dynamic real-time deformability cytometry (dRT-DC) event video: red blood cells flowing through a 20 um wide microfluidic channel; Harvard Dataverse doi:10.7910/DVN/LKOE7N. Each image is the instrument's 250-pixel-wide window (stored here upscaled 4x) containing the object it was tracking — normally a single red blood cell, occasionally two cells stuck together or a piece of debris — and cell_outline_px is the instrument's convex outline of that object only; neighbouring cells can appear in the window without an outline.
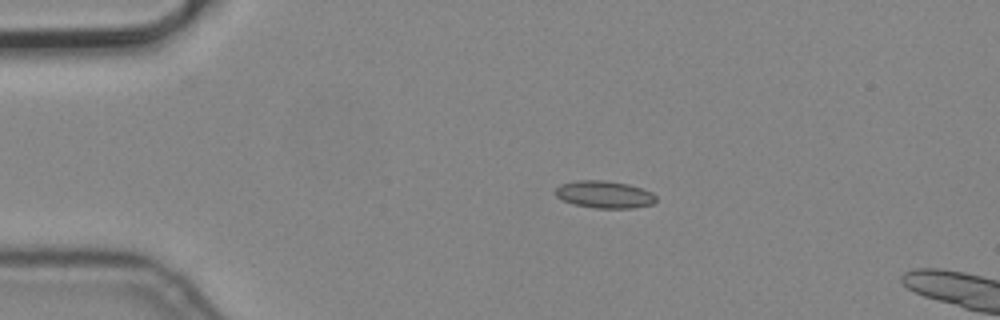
{"species": "common noctule bat (a hibernating species)", "species_latin": "Nyctalus noctula", "temperature_condition": "cold", "stored_images_in_passage": 4, "camera_frame_rate_fps": 3000, "um_per_image_px": 0.085, "animal": {"sex": "male", "body_mass_g": 19.2, "forearm_length_mm": 51.8}, "frame": {"image": 1, "passage_image": 2, "time_ms": 0.333, "image_size_px": [1000, 320], "cell_outline_px": [[656, 200], [652, 204], [632, 208], [596, 208], [576, 204], [564, 200], [556, 196], [556, 188], [560, 184], [576, 180], [604, 180], [628, 184], [652, 192], [656, 196]], "centroid_in_image_um": [51.38, 16.52], "position_along_channel_um": 33.6, "area_um2": 15.84}}